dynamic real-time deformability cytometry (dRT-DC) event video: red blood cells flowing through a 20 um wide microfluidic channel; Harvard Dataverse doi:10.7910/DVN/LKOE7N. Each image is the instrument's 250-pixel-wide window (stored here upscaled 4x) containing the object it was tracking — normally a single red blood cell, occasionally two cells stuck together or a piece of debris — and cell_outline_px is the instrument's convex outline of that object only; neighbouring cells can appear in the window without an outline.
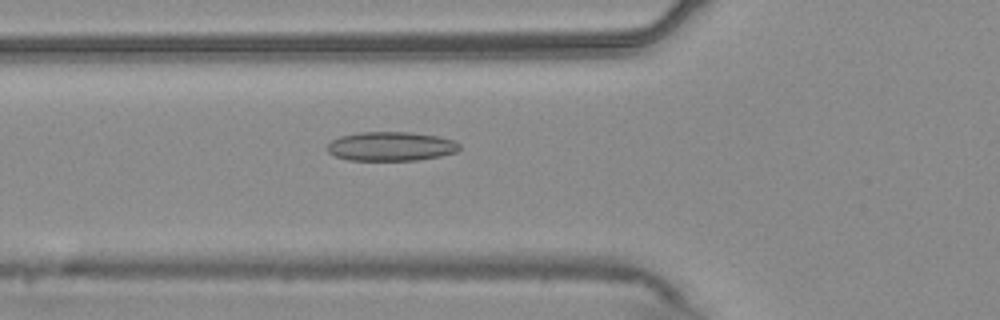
{"species": "common noctule bat (a hibernating species)", "species_latin": "Nyctalus noctula", "temperature_condition": "warm", "stored_images_in_passage": 55, "camera_frame_rate_fps": 3000, "um_per_image_px": 0.085, "animal": {"sex": "male", "body_mass_g": 20.4}, "frame": {"image": 1, "passage_image": 20, "time_ms": 6.333, "image_size_px": [1000, 320], "cell_outline_px": [[460, 148], [456, 152], [440, 156], [416, 160], [348, 160], [336, 156], [328, 152], [324, 148], [332, 140], [340, 136], [360, 132], [412, 132], [440, 136], [452, 140], [460, 144]], "centroid_in_image_um": [33.22, 12.43], "position_along_channel_um": 92.6, "area_um2": 22.54}}
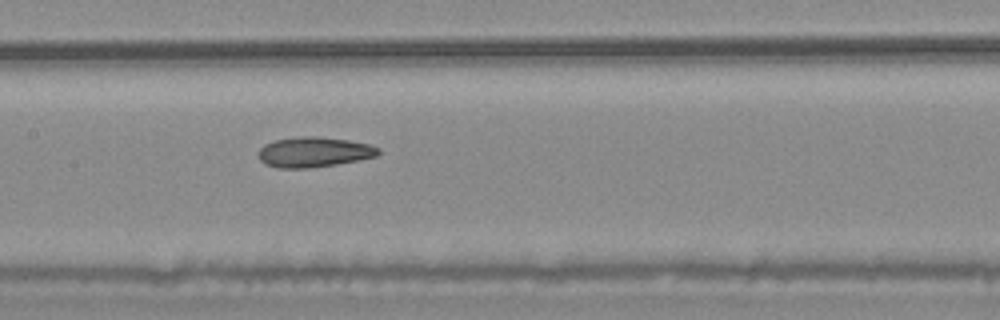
{"frame": {"image": 2, "passage_image": 27, "time_ms": 8.667, "image_size_px": [1000, 320], "cell_outline_px": [[380, 152], [376, 156], [360, 160], [336, 164], [308, 168], [276, 168], [264, 164], [256, 156], [260, 148], [264, 144], [276, 140], [304, 136], [316, 136], [348, 140], [368, 144], [380, 148]], "centroid_in_image_um": [26.65, 12.93], "position_along_channel_um": 180.7, "area_um2": 21.15}}
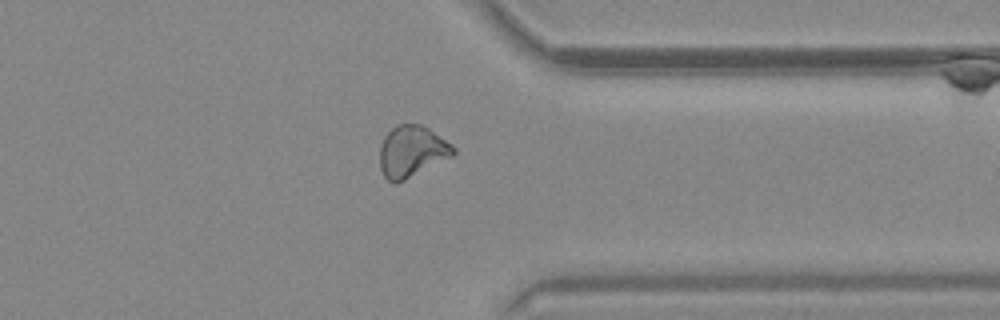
{"frame": {"image": 3, "passage_image": 43, "time_ms": 14.0, "image_size_px": [1000, 320], "cell_outline_px": [[456, 152], [452, 156], [396, 184], [388, 180], [384, 176], [380, 168], [380, 148], [384, 136], [396, 124], [420, 124], [428, 128], [452, 144], [456, 148]], "centroid_in_image_um": [35.0, 12.86], "position_along_channel_um": 376.4, "area_um2": 21.91}, "authors_computed_cell_mechanics": {"area_um2": 22.1952, "velocity_mm_per_s": 3.7493, "shape_relaxation_time_tau1_ms": null, "shape_relaxation_time_tau2_ms": 3.4028, "deformation_change_tau1": null, "deformation_change_tau2": 0.1006}}